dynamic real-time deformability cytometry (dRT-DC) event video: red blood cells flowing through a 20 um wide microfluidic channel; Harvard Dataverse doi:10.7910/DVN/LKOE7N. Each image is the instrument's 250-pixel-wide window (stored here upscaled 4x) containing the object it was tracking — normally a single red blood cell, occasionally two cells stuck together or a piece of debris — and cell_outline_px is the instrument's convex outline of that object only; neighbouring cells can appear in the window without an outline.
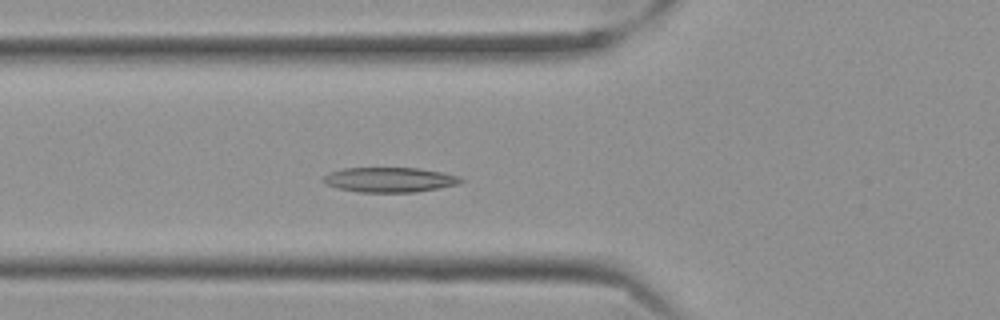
{"species": "Egyptian fruit bat (a non-hibernating species)", "species_latin": "Rousettus aegyptiacus", "temperature_condition": "cold", "stored_images_in_passage": 57, "camera_frame_rate_fps": 3000, "um_per_image_px": 0.085, "frame": {"image": 1, "passage_image": 20, "time_ms": 6.333, "image_size_px": [1000, 320], "cell_outline_px": [[464, 180], [460, 184], [440, 188], [416, 192], [360, 192], [336, 188], [324, 184], [320, 180], [328, 172], [344, 168], [420, 168], [444, 172], [460, 176]], "centroid_in_image_um": [33.12, 15.28], "position_along_channel_um": 92.7, "area_um2": 20.29}}
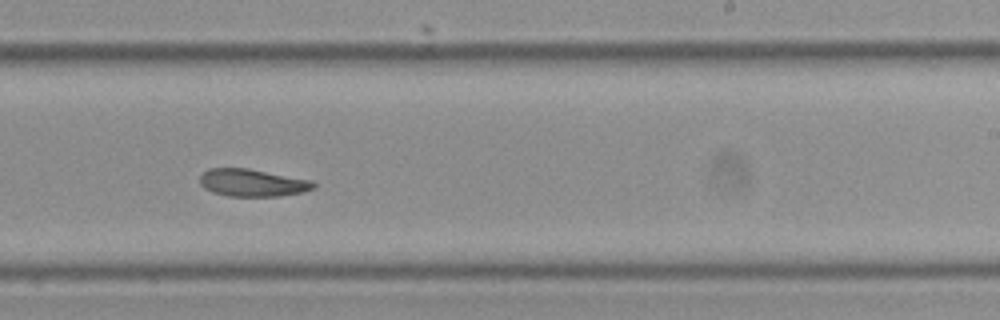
{"frame": {"image": 2, "passage_image": 35, "time_ms": 11.333, "image_size_px": [1000, 320], "cell_outline_px": [[316, 188], [304, 192], [280, 196], [228, 196], [212, 192], [204, 188], [200, 184], [200, 176], [208, 168], [248, 168], [312, 180], [316, 184]], "centroid_in_image_um": [21.48, 15.53], "position_along_channel_um": 267.5, "area_um2": 18.32}}
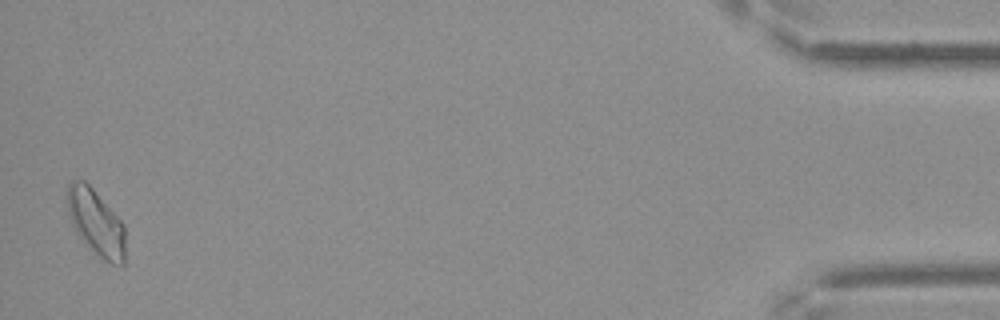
{"frame": {"image": 3, "passage_image": 56, "time_ms": 18.333, "image_size_px": [1000, 320], "cell_outline_px": [[124, 264], [112, 264], [104, 260], [88, 248], [76, 232], [72, 224], [68, 212], [68, 184], [72, 180], [84, 180], [92, 188], [124, 224]], "centroid_in_image_um": [8.15, 18.93], "position_along_channel_um": 427.0, "area_um2": 21.96}, "authors_computed_cell_mechanics": {"area_um2": 19.4208, "velocity_mm_per_s": 3.4882, "shape_relaxation_time_tau1_ms": null, "shape_relaxation_time_tau2_ms": 9.117, "deformation_change_tau1": null, "deformation_change_tau2": 0.1551}}